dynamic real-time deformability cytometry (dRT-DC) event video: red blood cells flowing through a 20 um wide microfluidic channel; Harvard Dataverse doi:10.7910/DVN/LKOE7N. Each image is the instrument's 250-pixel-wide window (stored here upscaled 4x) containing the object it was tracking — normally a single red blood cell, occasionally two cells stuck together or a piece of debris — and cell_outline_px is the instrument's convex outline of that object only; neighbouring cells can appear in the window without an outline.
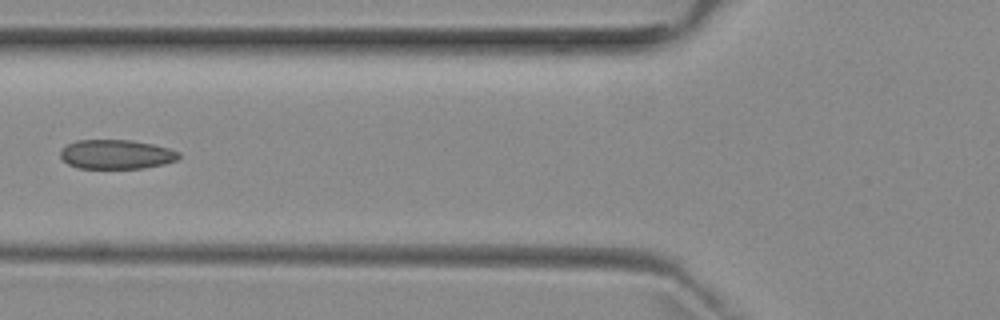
{"species": "common noctule bat (a hibernating species)", "species_latin": "Nyctalus noctula", "temperature_condition": "room temperature", "stored_images_in_passage": 6, "camera_frame_rate_fps": 3000, "um_per_image_px": 0.085, "animal": {"sex": "female", "body_mass_g": 29.2, "forearm_length_mm": 56.3}, "frame": {"image": 1, "passage_image": 5, "time_ms": 5.667, "image_size_px": [1000, 320], "cell_outline_px": [[180, 156], [176, 160], [164, 164], [144, 168], [76, 168], [68, 164], [60, 156], [60, 148], [76, 140], [132, 140], [152, 144], [168, 148], [180, 152]], "centroid_in_image_um": [9.87, 13.12], "position_along_channel_um": 115.9, "area_um2": 20.29}}
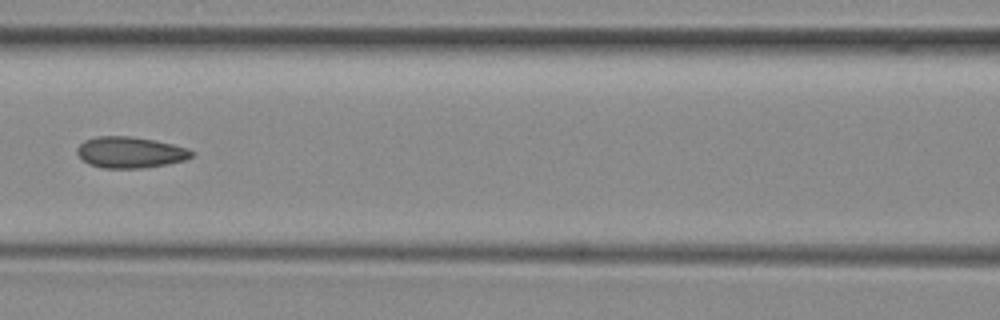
{"frame": {"image": 2, "passage_image": 6, "time_ms": 6.667, "image_size_px": [1000, 320], "cell_outline_px": [[196, 152], [192, 156], [184, 160], [168, 164], [140, 168], [104, 168], [88, 164], [76, 152], [76, 148], [84, 140], [96, 136], [132, 136], [156, 140], [188, 148]], "centroid_in_image_um": [11.07, 12.94], "position_along_channel_um": 155.5, "area_um2": 20.92}}